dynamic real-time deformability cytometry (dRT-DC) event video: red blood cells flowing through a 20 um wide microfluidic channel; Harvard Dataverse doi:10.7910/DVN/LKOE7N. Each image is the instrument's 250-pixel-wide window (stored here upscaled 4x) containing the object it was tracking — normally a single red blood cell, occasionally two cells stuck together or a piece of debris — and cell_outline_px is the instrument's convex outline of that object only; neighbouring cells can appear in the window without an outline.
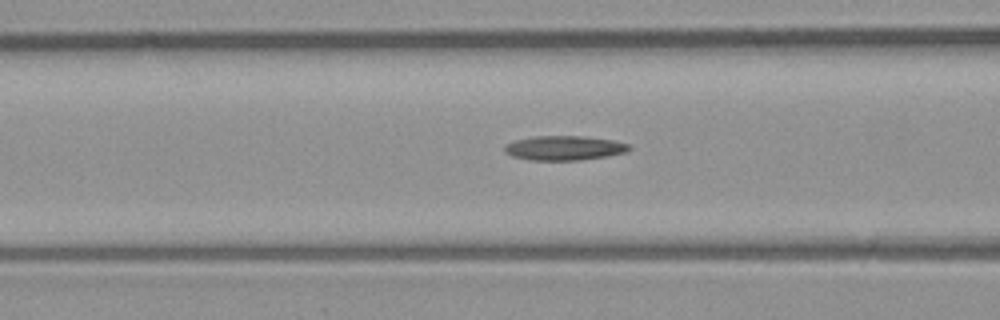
{"species": "common noctule bat (a hibernating species)", "species_latin": "Nyctalus noctula", "temperature_condition": "room temperature", "stored_images_in_passage": 32, "camera_frame_rate_fps": 3000, "um_per_image_px": 0.085, "animal": {"sex": "male", "body_mass_g": 23.1, "forearm_length_mm": 52.7}, "frame": {"image": 1, "passage_image": 11, "time_ms": 3.333, "image_size_px": [1000, 320], "cell_outline_px": [[632, 148], [628, 152], [608, 156], [580, 160], [528, 160], [512, 156], [504, 152], [504, 144], [516, 140], [536, 136], [584, 136], [612, 140], [628, 144]], "centroid_in_image_um": [47.96, 12.58], "position_along_channel_um": 118.6, "area_um2": 17.86}}
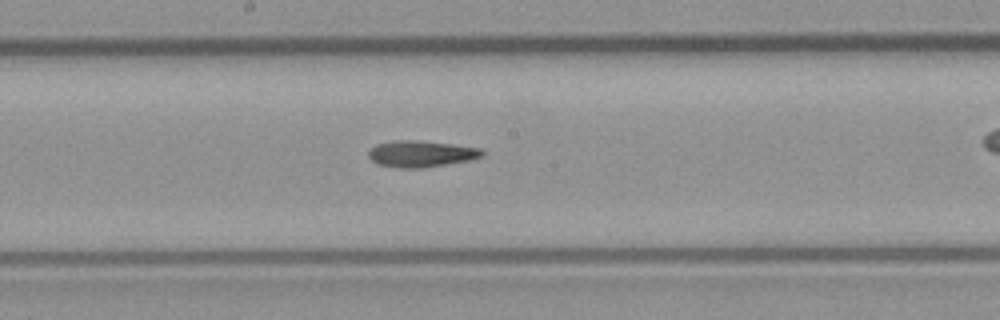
{"frame": {"image": 2, "passage_image": 18, "time_ms": 5.667, "image_size_px": [1000, 320], "cell_outline_px": [[484, 156], [468, 160], [420, 168], [400, 168], [376, 164], [368, 156], [368, 152], [376, 144], [396, 140], [412, 140], [452, 144], [480, 148], [484, 152]], "centroid_in_image_um": [35.76, 13.07], "position_along_channel_um": 212.4, "area_um2": 17.28}}
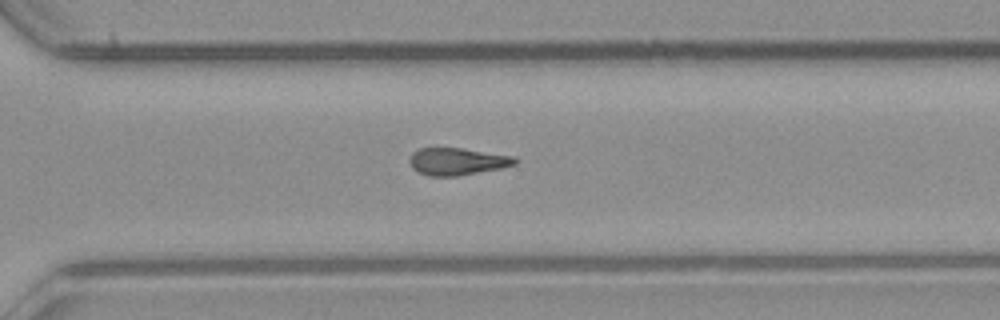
{"frame": {"image": 3, "passage_image": 27, "time_ms": 8.667, "image_size_px": [1000, 320], "cell_outline_px": [[520, 160], [516, 164], [500, 168], [456, 176], [428, 176], [416, 172], [412, 168], [408, 160], [412, 152], [420, 148], [460, 148], [516, 156]], "centroid_in_image_um": [38.85, 13.72], "position_along_channel_um": 331.7, "area_um2": 16.88}}